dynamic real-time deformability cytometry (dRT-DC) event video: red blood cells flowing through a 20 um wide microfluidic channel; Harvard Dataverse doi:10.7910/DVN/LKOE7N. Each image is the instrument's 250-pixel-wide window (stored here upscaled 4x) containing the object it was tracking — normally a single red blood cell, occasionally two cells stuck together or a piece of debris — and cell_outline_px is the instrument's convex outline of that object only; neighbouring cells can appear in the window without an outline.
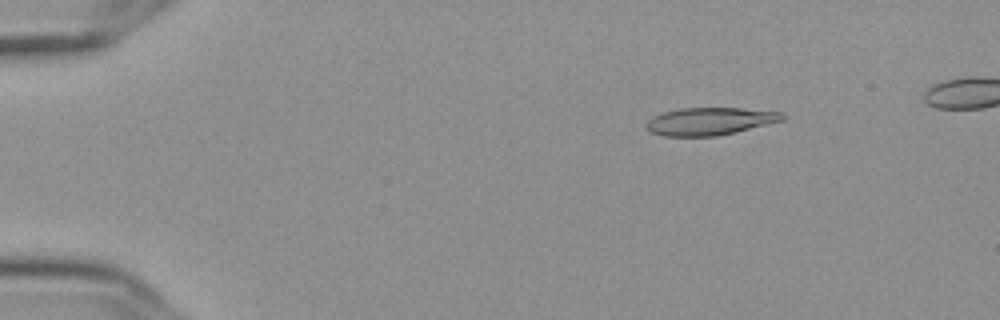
{"species": "Egyptian fruit bat (a non-hibernating species)", "species_latin": "Rousettus aegyptiacus", "temperature_condition": "cold", "stored_images_in_passage": 55, "camera_frame_rate_fps": 3000, "um_per_image_px": 0.085, "frame": {"image": 1, "passage_image": 9, "time_ms": 2.667, "image_size_px": [1000, 320], "cell_outline_px": [[788, 116], [784, 120], [736, 132], [716, 136], [664, 136], [652, 132], [644, 128], [644, 124], [652, 116], [664, 112], [680, 108], [740, 108], [784, 112]], "centroid_in_image_um": [60.35, 10.3], "position_along_channel_um": 24.7, "area_um2": 22.08}}
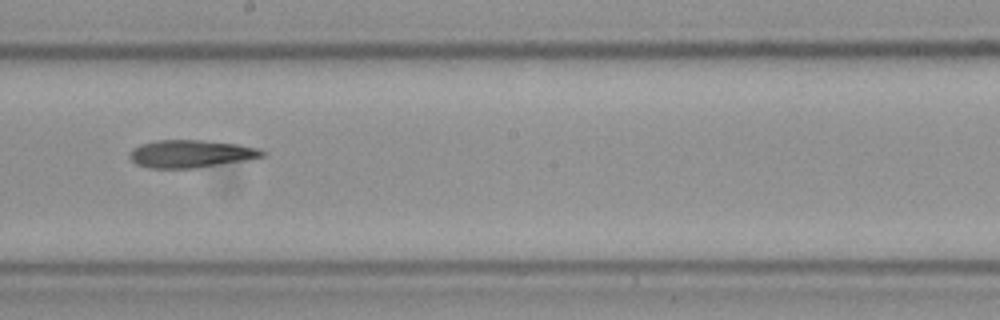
{"frame": {"image": 2, "passage_image": 33, "time_ms": 10.667, "image_size_px": [1000, 320], "cell_outline_px": [[268, 152], [264, 156], [244, 160], [196, 168], [148, 168], [136, 164], [128, 156], [132, 148], [140, 144], [156, 140], [208, 140], [240, 144], [260, 148]], "centroid_in_image_um": [16.23, 13.06], "position_along_channel_um": 232.0, "area_um2": 21.62}}
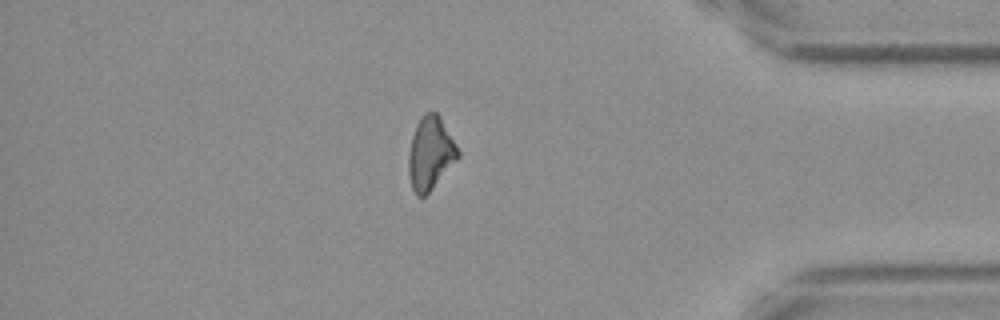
{"frame": {"image": 3, "passage_image": 49, "time_ms": 16.0, "image_size_px": [1000, 320], "cell_outline_px": [[460, 156], [428, 192], [424, 196], [416, 196], [412, 188], [408, 172], [408, 156], [412, 136], [416, 124], [420, 116], [424, 112], [436, 112], [440, 116], [456, 144], [460, 152]], "centroid_in_image_um": [36.57, 13.0], "position_along_channel_um": 398.6, "area_um2": 20.87}}